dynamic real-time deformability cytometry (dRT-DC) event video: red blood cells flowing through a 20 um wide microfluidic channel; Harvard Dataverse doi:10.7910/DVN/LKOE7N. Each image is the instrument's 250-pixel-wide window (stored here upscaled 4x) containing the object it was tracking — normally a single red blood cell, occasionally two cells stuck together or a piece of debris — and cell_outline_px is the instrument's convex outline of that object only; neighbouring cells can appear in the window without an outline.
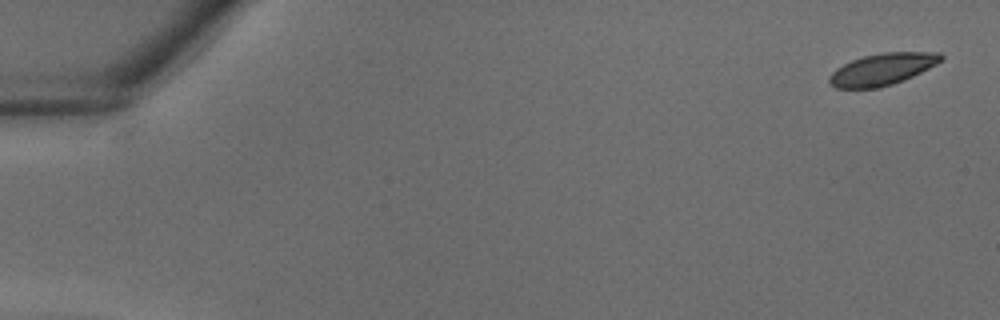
{"species": "common noctule bat (a hibernating species)", "species_latin": "Nyctalus noctula", "temperature_condition": "warm", "stored_images_in_passage": 8, "camera_frame_rate_fps": 3000, "um_per_image_px": 0.085, "animal": {"sex": "male", "body_mass_g": 18.8}, "frame": {"image": 1, "passage_image": 1, "time_ms": 0.0, "image_size_px": [1000, 320], "cell_outline_px": [[944, 60], [904, 80], [880, 88], [836, 88], [828, 80], [828, 76], [836, 68], [852, 60], [864, 56], [880, 52], [940, 52], [944, 56]], "centroid_in_image_um": [75.01, 5.88], "position_along_channel_um": 10.0, "area_um2": 20.69}}